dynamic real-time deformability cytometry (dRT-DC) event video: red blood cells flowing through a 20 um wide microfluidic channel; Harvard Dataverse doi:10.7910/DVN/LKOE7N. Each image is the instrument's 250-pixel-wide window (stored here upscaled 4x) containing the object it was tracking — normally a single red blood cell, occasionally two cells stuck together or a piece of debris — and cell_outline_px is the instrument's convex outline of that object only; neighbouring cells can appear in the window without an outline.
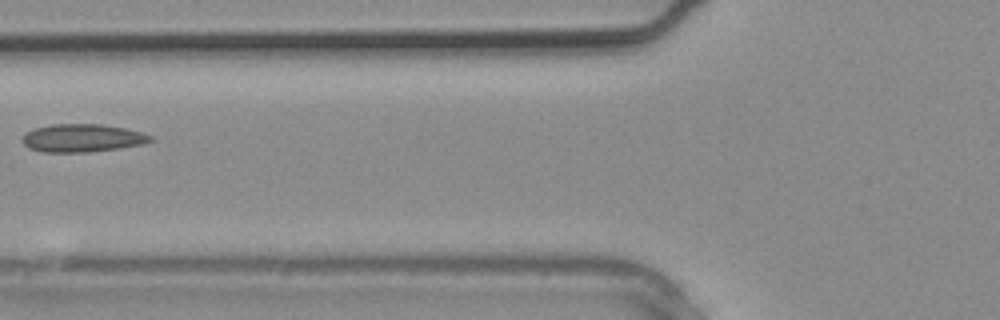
{"species": "common noctule bat (a hibernating species)", "species_latin": "Nyctalus noctula", "temperature_condition": "warm", "stored_images_in_passage": 4, "camera_frame_rate_fps": 3000, "um_per_image_px": 0.085, "animal": {"sex": "male", "body_mass_g": 20.4}, "frame": {"image": 1, "passage_image": 4, "time_ms": 1.0, "image_size_px": [1000, 320], "cell_outline_px": [[156, 140], [140, 144], [120, 148], [88, 152], [44, 152], [28, 148], [20, 140], [32, 128], [52, 124], [104, 124], [124, 128], [140, 132], [152, 136]], "centroid_in_image_um": [6.98, 11.73], "position_along_channel_um": 118.8, "area_um2": 20.92}}